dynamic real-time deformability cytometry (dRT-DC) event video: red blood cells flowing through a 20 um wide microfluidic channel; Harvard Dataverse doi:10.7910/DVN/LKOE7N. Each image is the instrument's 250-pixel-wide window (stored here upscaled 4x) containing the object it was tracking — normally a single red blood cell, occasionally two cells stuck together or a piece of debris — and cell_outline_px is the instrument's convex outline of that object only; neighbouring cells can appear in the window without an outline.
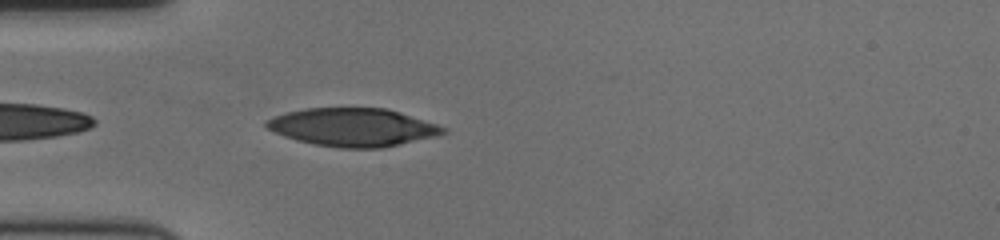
{"species": "human", "species_latin": "Homo sapiens", "temperature_condition": "cold", "stored_images_in_passage": 42, "camera_frame_rate_fps": 3000, "um_per_image_px": 0.085, "donor": {"sex": "female"}, "frame": {"image": 1, "passage_image": 2, "time_ms": 0.333, "image_size_px": [1000, 240], "cell_outline_px": [[448, 132], [436, 136], [384, 148], [340, 148], [312, 144], [296, 140], [272, 132], [264, 128], [264, 120], [288, 112], [304, 108], [388, 108], [448, 128]], "centroid_in_image_um": [29.97, 10.82], "position_along_channel_um": 55.0, "area_um2": 39.54}}
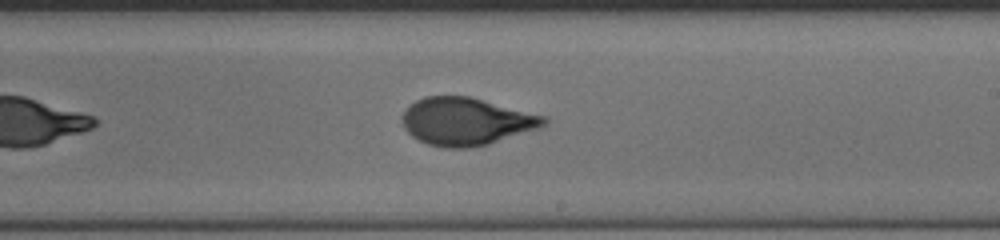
{"frame": {"image": 2, "passage_image": 19, "time_ms": 6.0, "image_size_px": [1000, 240], "cell_outline_px": [[548, 124], [540, 128], [488, 144], [472, 148], [444, 148], [428, 144], [412, 136], [404, 128], [400, 120], [400, 116], [404, 108], [416, 100], [424, 96], [468, 96], [548, 116]], "centroid_in_image_um": [39.62, 10.32], "position_along_channel_um": 249.4, "area_um2": 39.77}}
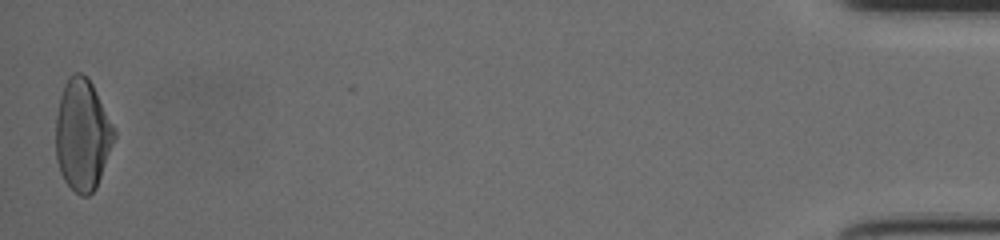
{"frame": {"image": 3, "passage_image": 42, "time_ms": 13.667, "image_size_px": [1000, 240], "cell_outline_px": [[116, 136], [96, 188], [88, 196], [80, 196], [64, 180], [60, 172], [56, 160], [56, 116], [60, 96], [64, 84], [68, 76], [76, 72], [80, 72], [92, 84], [116, 128]], "centroid_in_image_um": [7.01, 11.46], "position_along_channel_um": 428.2, "area_um2": 37.97}, "authors_computed_cell_mechanics": {"area_um2": 39.1595, "velocity_mm_per_s": 3.5667, "shape_relaxation_time_tau1_ms": 5.0898, "shape_relaxation_time_tau2_ms": 0.8389, "deformation_change_tau1": 0.1922, "deformation_change_tau2": 0.0572}}